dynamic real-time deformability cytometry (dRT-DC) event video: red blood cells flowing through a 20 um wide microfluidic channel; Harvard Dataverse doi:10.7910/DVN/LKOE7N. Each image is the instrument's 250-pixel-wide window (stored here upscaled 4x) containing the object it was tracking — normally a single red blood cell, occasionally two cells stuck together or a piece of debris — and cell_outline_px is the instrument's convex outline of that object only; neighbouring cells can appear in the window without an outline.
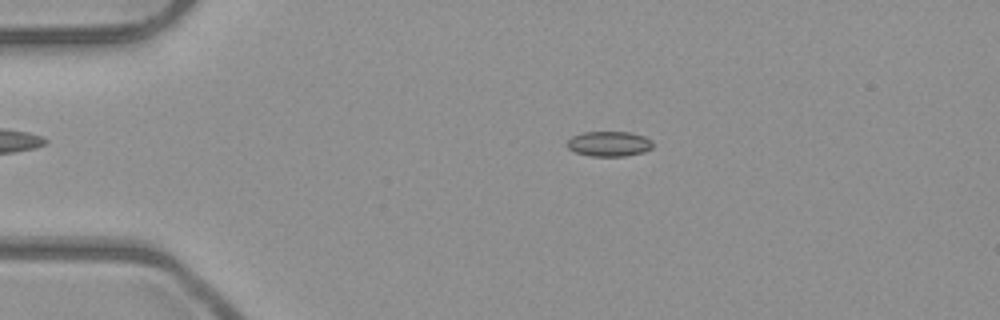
{"species": "common noctule bat (a hibernating species)", "species_latin": "Nyctalus noctula", "temperature_condition": "room temperature", "stored_images_in_passage": 5, "camera_frame_rate_fps": 3000, "um_per_image_px": 0.085, "animal": {"sex": "male", "body_mass_g": 23.1, "forearm_length_mm": 52.7}, "frame": {"image": 1, "passage_image": 3, "time_ms": 0.667, "image_size_px": [1000, 320], "cell_outline_px": [[652, 148], [644, 152], [624, 156], [592, 156], [576, 152], [568, 148], [564, 144], [572, 136], [584, 132], [632, 132], [644, 136], [652, 140]], "centroid_in_image_um": [51.77, 12.22], "position_along_channel_um": 33.2, "area_um2": 12.6}}
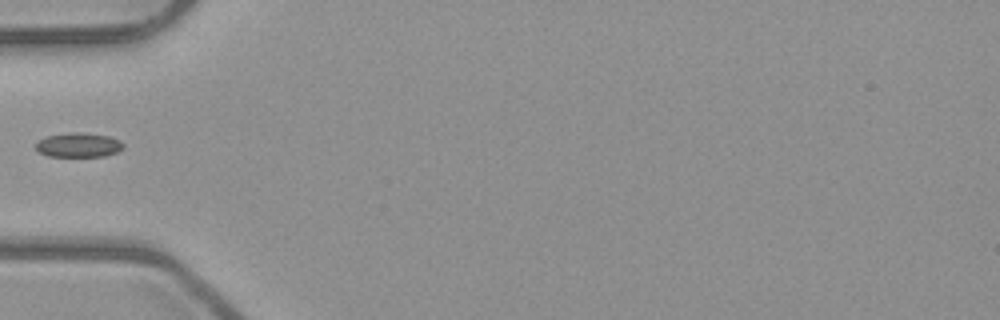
{"frame": {"image": 2, "passage_image": 5, "time_ms": 1.333, "image_size_px": [1000, 320], "cell_outline_px": [[124, 148], [116, 152], [104, 156], [48, 156], [40, 152], [36, 148], [36, 140], [48, 136], [72, 132], [76, 132], [108, 136], [120, 140], [124, 144]], "centroid_in_image_um": [6.68, 12.32], "position_along_channel_um": 78.3, "area_um2": 12.31}}